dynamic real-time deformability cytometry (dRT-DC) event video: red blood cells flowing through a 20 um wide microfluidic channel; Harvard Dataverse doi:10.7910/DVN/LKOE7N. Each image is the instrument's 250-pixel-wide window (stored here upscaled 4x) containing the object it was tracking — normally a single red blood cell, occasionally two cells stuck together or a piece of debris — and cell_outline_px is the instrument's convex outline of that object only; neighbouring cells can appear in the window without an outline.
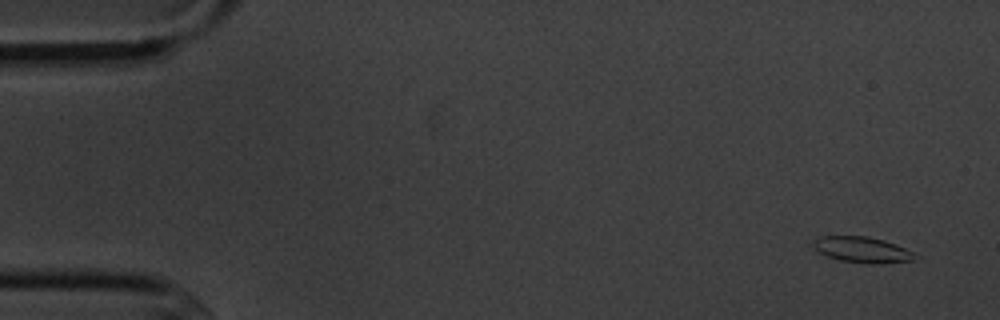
{"species": "common noctule bat (a hibernating species)", "species_latin": "Nyctalus noctula", "temperature_condition": "cold", "stored_images_in_passage": 10, "camera_frame_rate_fps": 3000, "um_per_image_px": 0.085, "animal": {"sex": "male", "body_mass_g": 20.1, "forearm_length_mm": 53.5}, "frame": {"image": 1, "passage_image": 1, "time_ms": 0.0, "image_size_px": [1000, 320], "cell_outline_px": [[920, 256], [916, 260], [880, 264], [864, 264], [840, 260], [828, 256], [820, 252], [812, 244], [812, 240], [820, 236], [868, 236], [884, 240], [896, 244]], "centroid_in_image_um": [73.33, 21.23], "position_along_channel_um": 11.7, "area_um2": 15.49}}
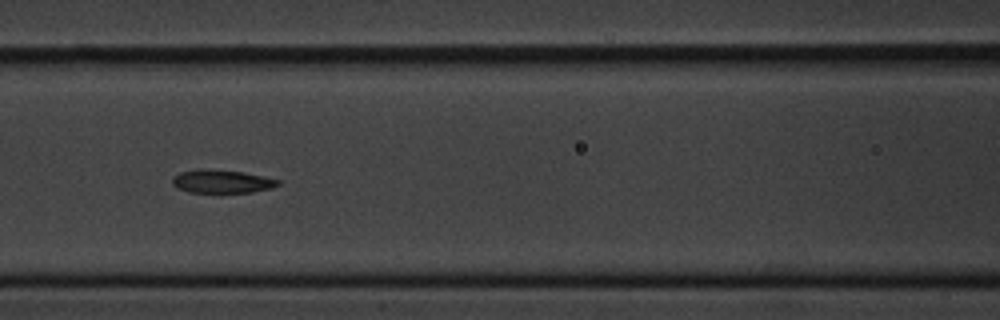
{"frame": {"image": 2, "passage_image": 7, "time_ms": 7.0, "image_size_px": [1000, 320], "cell_outline_px": [[280, 184], [272, 188], [252, 192], [220, 196], [188, 192], [176, 188], [172, 184], [172, 176], [180, 172], [200, 168], [208, 168], [244, 172], [264, 176], [280, 180]], "centroid_in_image_um": [18.82, 15.47], "position_along_channel_um": 147.8, "area_um2": 15.49}}
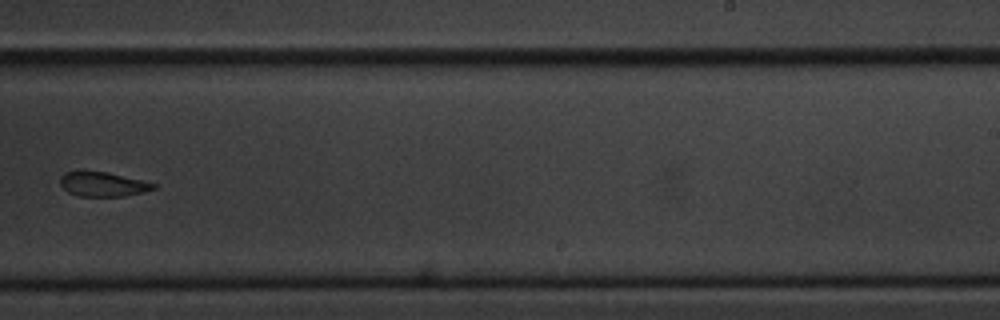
{"frame": {"image": 3, "passage_image": 10, "time_ms": 10.667, "image_size_px": [1000, 320], "cell_outline_px": [[156, 188], [144, 192], [124, 196], [80, 196], [68, 192], [60, 184], [60, 176], [64, 172], [108, 172], [156, 184]], "centroid_in_image_um": [8.74, 15.67], "position_along_channel_um": 280.3, "area_um2": 13.06}}